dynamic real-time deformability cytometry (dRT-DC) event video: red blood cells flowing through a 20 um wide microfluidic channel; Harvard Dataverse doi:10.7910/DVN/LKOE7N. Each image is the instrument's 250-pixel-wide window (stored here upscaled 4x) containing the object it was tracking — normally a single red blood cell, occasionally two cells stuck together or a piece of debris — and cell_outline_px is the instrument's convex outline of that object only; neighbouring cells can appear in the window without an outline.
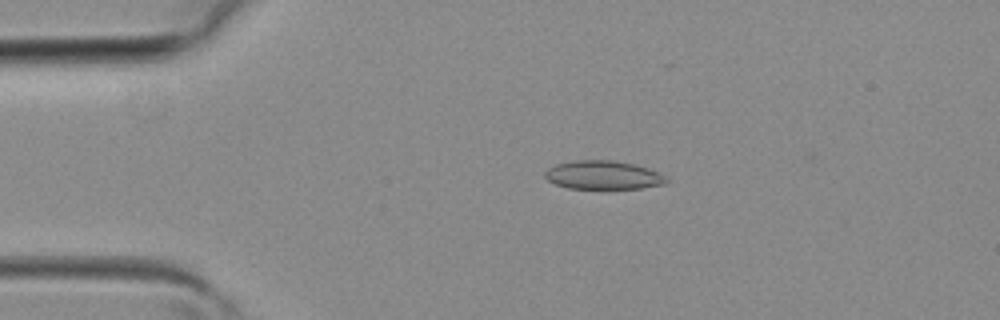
{"species": "common noctule bat (a hibernating species)", "species_latin": "Nyctalus noctula", "temperature_condition": "room temperature", "stored_images_in_passage": 5, "camera_frame_rate_fps": 3000, "um_per_image_px": 0.085, "animal": {"sex": "female", "body_mass_g": 19.3, "forearm_length_mm": 54.1}, "frame": {"image": 1, "passage_image": 3, "time_ms": 0.667, "image_size_px": [1000, 320], "cell_outline_px": [[668, 180], [664, 184], [640, 188], [568, 188], [556, 184], [548, 180], [544, 176], [544, 172], [548, 168], [556, 164], [576, 160], [612, 160], [632, 164], [648, 168], [664, 176]], "centroid_in_image_um": [51.23, 14.87], "position_along_channel_um": 33.8, "area_um2": 19.94}}
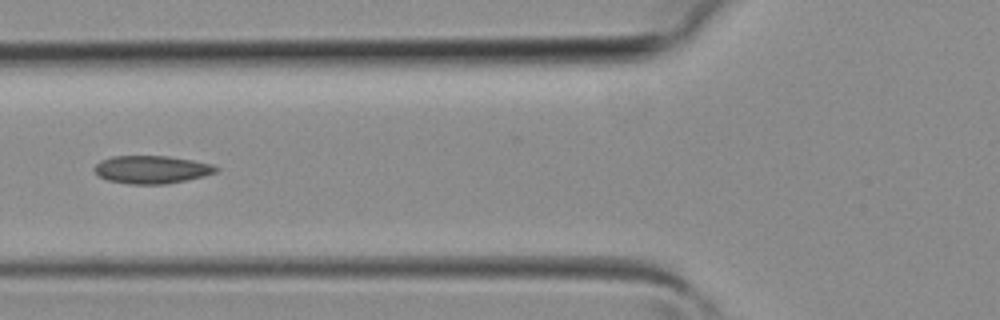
{"frame": {"image": 2, "passage_image": 5, "time_ms": 1.333, "image_size_px": [1000, 320], "cell_outline_px": [[220, 168], [216, 172], [204, 176], [164, 184], [128, 184], [108, 180], [100, 176], [92, 168], [100, 160], [112, 156], [168, 156], [192, 160], [212, 164]], "centroid_in_image_um": [12.88, 14.4], "position_along_channel_um": 112.9, "area_um2": 19.71}}